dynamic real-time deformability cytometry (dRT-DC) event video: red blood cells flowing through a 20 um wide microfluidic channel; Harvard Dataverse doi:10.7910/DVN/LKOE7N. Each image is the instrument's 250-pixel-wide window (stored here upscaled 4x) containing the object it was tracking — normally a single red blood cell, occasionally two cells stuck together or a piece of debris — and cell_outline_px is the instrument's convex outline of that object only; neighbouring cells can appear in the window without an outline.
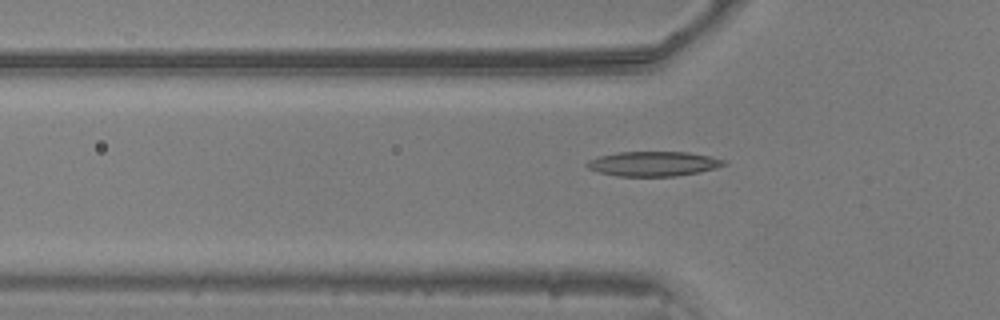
{"species": "common noctule bat (a hibernating species)", "species_latin": "Nyctalus noctula", "temperature_condition": "warm", "stored_images_in_passage": 42, "camera_frame_rate_fps": 3000, "um_per_image_px": 0.085, "animal": {"sex": "male", "body_mass_g": 20.5, "forearm_length_mm": 52.5}, "frame": {"image": 1, "passage_image": 13, "time_ms": 4.0, "image_size_px": [1000, 320], "cell_outline_px": [[728, 164], [716, 168], [700, 172], [676, 176], [616, 176], [600, 172], [588, 168], [584, 164], [588, 160], [600, 156], [616, 152], [688, 152], [712, 156], [728, 160]], "centroid_in_image_um": [55.59, 13.91], "position_along_channel_um": 70.2, "area_um2": 19.94}}
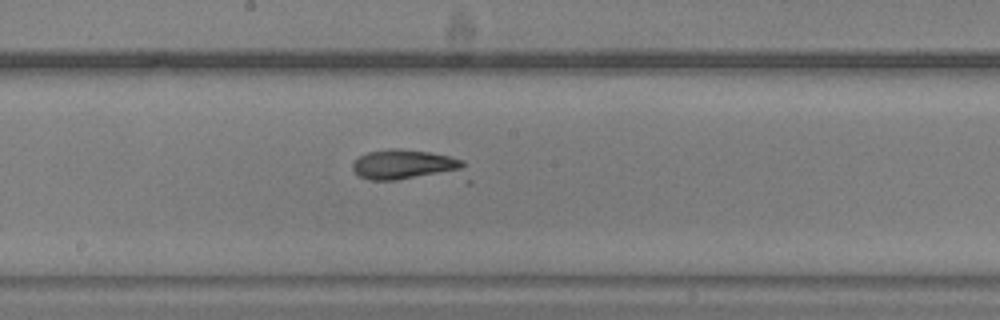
{"frame": {"image": 2, "passage_image": 24, "time_ms": 7.667, "image_size_px": [1000, 320], "cell_outline_px": [[464, 172], [396, 180], [368, 180], [360, 176], [352, 168], [352, 164], [360, 156], [368, 152], [388, 148], [400, 148], [432, 152], [464, 160]], "centroid_in_image_um": [34.42, 13.99], "position_along_channel_um": 213.8, "area_um2": 19.71}}
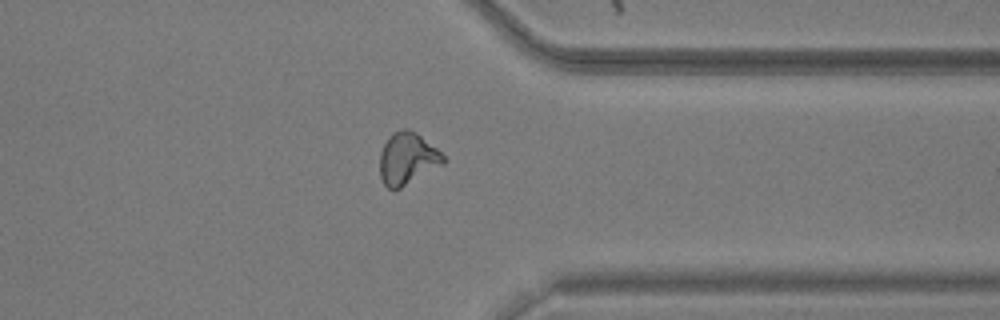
{"frame": {"image": 3, "passage_image": 37, "time_ms": 12.0, "image_size_px": [1000, 320], "cell_outline_px": [[448, 160], [444, 164], [400, 188], [388, 188], [384, 184], [380, 176], [380, 152], [388, 136], [392, 132], [400, 128], [408, 128], [416, 132], [436, 148]], "centroid_in_image_um": [34.63, 13.45], "position_along_channel_um": 376.8, "area_um2": 19.31}}